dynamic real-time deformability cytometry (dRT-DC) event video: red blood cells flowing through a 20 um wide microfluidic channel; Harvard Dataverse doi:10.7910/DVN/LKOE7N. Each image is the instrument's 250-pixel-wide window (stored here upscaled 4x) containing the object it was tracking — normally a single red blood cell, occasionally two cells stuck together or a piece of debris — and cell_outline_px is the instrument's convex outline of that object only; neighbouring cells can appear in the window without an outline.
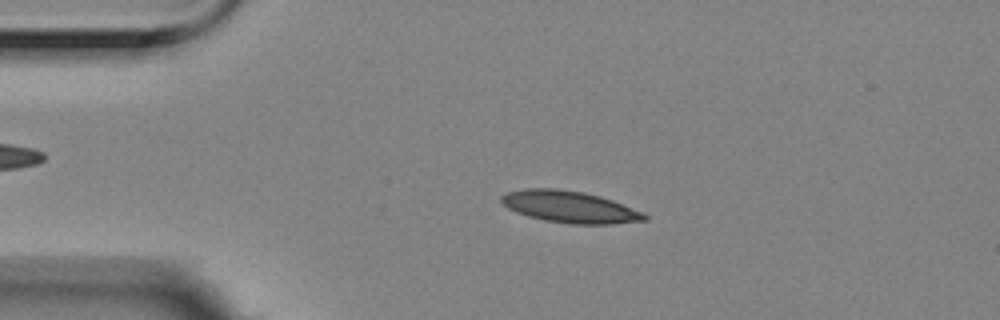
{"species": "Egyptian fruit bat (a non-hibernating species)", "species_latin": "Rousettus aegyptiacus", "temperature_condition": "room temperature", "stored_images_in_passage": 48, "camera_frame_rate_fps": 3000, "um_per_image_px": 0.085, "animal": {"sex": "female"}, "frame": {"image": 1, "passage_image": 4, "time_ms": 1.0, "image_size_px": [1000, 320], "cell_outline_px": [[648, 220], [612, 224], [572, 224], [544, 220], [528, 216], [516, 212], [508, 208], [500, 200], [500, 196], [508, 192], [524, 188], [556, 188], [584, 192], [600, 196], [612, 200], [644, 212], [648, 216]], "centroid_in_image_um": [48.44, 17.58], "position_along_channel_um": 36.6, "area_um2": 26.59}}
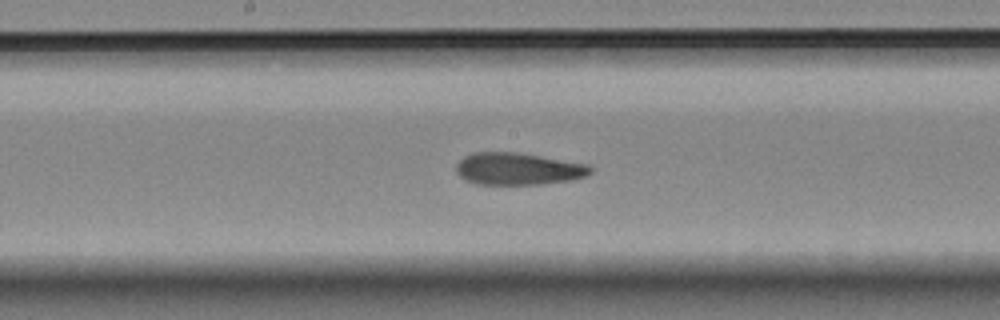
{"frame": {"image": 2, "passage_image": 21, "time_ms": 6.667, "image_size_px": [1000, 320], "cell_outline_px": [[592, 172], [584, 176], [572, 180], [540, 184], [476, 184], [464, 180], [456, 172], [456, 164], [464, 156], [472, 152], [520, 152], [588, 164], [592, 168]], "centroid_in_image_um": [44.02, 14.34], "position_along_channel_um": 204.2, "area_um2": 25.32}}
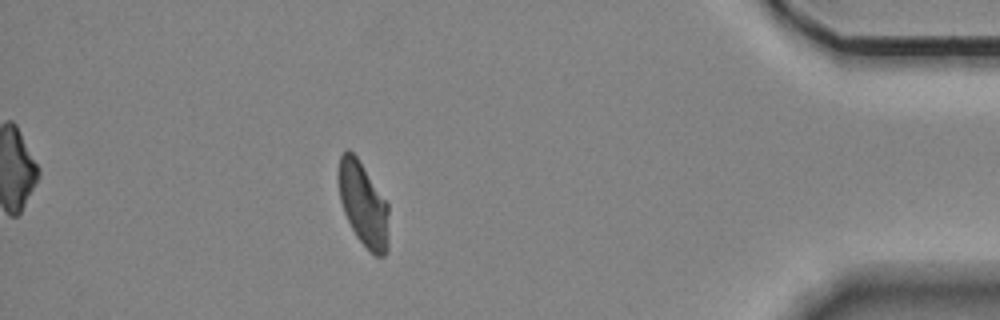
{"frame": {"image": 3, "passage_image": 42, "time_ms": 13.667, "image_size_px": [1000, 320], "cell_outline_px": [[388, 252], [384, 256], [376, 256], [356, 236], [344, 212], [340, 200], [336, 176], [340, 156], [344, 148], [348, 148], [356, 156], [388, 204]], "centroid_in_image_um": [30.85, 17.32], "position_along_channel_um": 404.4, "area_um2": 24.62}, "authors_computed_cell_mechanics": {"area_um2": 25.5765, "velocity_mm_per_s": 3.513, "shape_relaxation_time_tau1_ms": 8.0005, "shape_relaxation_time_tau2_ms": 2.4883, "deformation_change_tau1": 0.1895, "deformation_change_tau2": 0.1043}}